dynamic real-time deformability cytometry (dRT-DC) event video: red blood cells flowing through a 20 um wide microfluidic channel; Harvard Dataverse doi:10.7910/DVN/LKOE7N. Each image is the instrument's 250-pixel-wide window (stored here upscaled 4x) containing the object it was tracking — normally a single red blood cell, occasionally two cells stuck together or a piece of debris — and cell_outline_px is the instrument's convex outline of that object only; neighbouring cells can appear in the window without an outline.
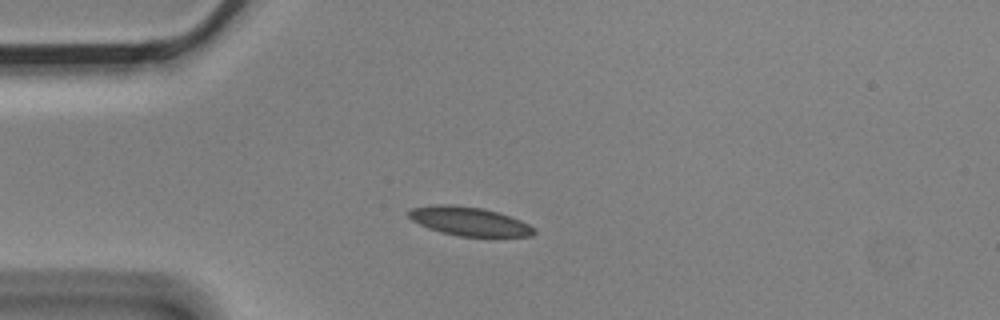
{"species": "Egyptian fruit bat (a non-hibernating species)", "species_latin": "Rousettus aegyptiacus", "temperature_condition": "cold", "stored_images_in_passage": 3, "camera_frame_rate_fps": 3000, "um_per_image_px": 0.085, "animal": {"sex": "male"}, "frame": {"image": 1, "passage_image": 3, "time_ms": 0.667, "image_size_px": [1000, 320], "cell_outline_px": [[536, 232], [532, 236], [460, 236], [440, 232], [428, 228], [412, 220], [408, 216], [408, 212], [412, 208], [436, 204], [452, 204], [484, 208], [520, 220], [536, 228]], "centroid_in_image_um": [39.87, 18.8], "position_along_channel_um": 45.1, "area_um2": 20.92}}